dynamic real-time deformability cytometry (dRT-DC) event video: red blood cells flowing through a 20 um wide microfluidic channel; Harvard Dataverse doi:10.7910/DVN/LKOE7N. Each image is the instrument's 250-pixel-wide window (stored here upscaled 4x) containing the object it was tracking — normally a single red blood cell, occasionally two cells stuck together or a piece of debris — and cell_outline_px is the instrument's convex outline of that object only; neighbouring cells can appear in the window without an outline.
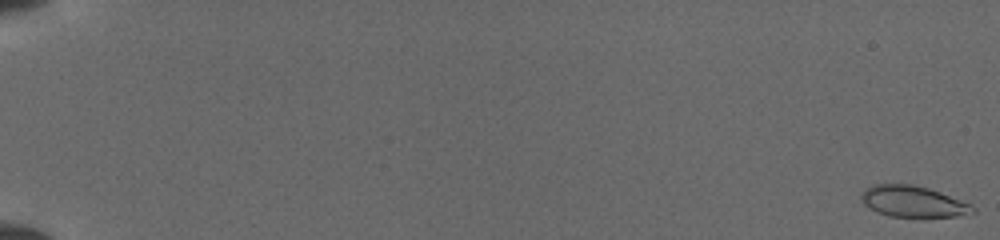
{"species": "common noctule bat (a hibernating species)", "species_latin": "Nyctalus noctula", "temperature_condition": "cold", "stored_images_in_passage": 55, "camera_frame_rate_fps": 3000, "um_per_image_px": 0.085, "animal": {"sex": "female", "body_mass_g": 19.5, "forearm_length_mm": 54.1}, "frame": {"image": 1, "passage_image": 1, "time_ms": 0.0, "image_size_px": [1000, 240], "cell_outline_px": [[976, 212], [956, 216], [888, 216], [876, 212], [864, 204], [860, 196], [860, 192], [864, 188], [872, 184], [912, 184], [928, 188], [940, 192], [972, 204], [976, 208]], "centroid_in_image_um": [77.58, 17.11], "position_along_channel_um": 7.4, "area_um2": 20.29}}
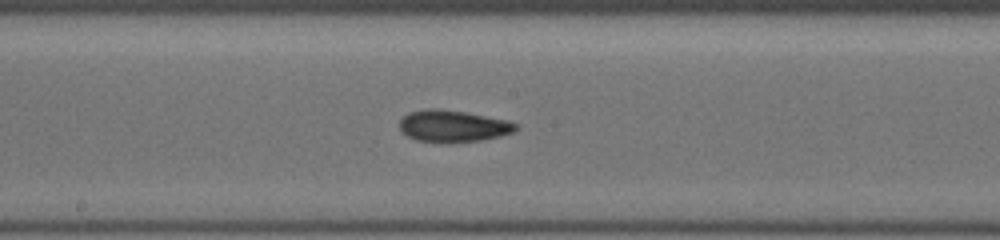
{"frame": {"image": 2, "passage_image": 37, "time_ms": 10.0, "image_size_px": [1000, 240], "cell_outline_px": [[520, 128], [516, 132], [500, 136], [480, 140], [448, 144], [440, 144], [416, 140], [400, 132], [400, 120], [408, 112], [428, 108], [440, 108], [464, 112], [508, 120], [520, 124]], "centroid_in_image_um": [38.53, 10.74], "position_along_channel_um": 209.7, "area_um2": 22.2}}
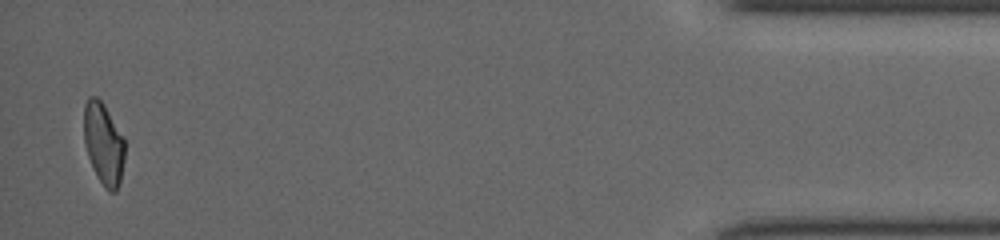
{"frame": {"image": 3, "passage_image": 55, "time_ms": 17.0, "image_size_px": [1000, 240], "cell_outline_px": [[124, 160], [120, 184], [116, 192], [108, 192], [104, 188], [88, 156], [84, 144], [84, 104], [88, 96], [96, 96], [104, 104], [124, 136]], "centroid_in_image_um": [8.81, 12.2], "position_along_channel_um": 426.4, "area_um2": 19.65}}